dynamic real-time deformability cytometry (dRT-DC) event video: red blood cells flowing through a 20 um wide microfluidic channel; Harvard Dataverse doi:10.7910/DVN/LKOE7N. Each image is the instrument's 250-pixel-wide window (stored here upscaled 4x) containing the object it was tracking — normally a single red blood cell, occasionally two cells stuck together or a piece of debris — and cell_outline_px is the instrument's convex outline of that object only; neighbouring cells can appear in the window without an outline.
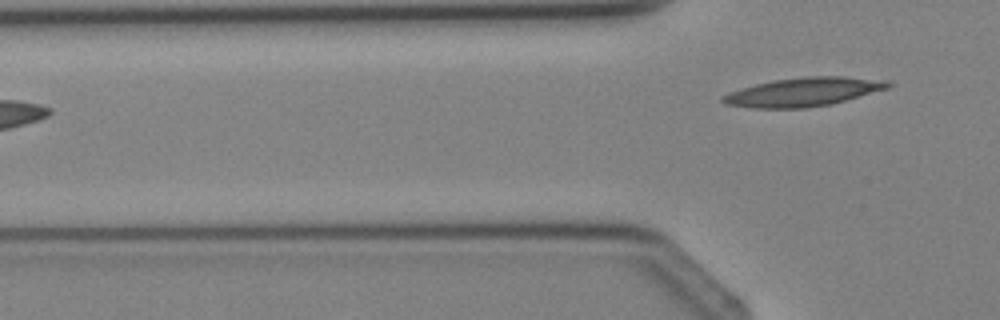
{"species": "Egyptian fruit bat (a non-hibernating species)", "species_latin": "Rousettus aegyptiacus", "temperature_condition": "cold", "stored_images_in_passage": 4, "camera_frame_rate_fps": 3000, "um_per_image_px": 0.085, "animal": {"sex": "female"}, "frame": {"image": 1, "passage_image": 4, "time_ms": 3.667, "image_size_px": [1000, 320], "cell_outline_px": [[892, 84], [888, 88], [832, 104], [808, 108], [756, 108], [724, 104], [720, 100], [720, 96], [728, 92], [740, 88], [772, 80], [804, 76], [844, 76], [880, 80]], "centroid_in_image_um": [68.21, 7.82], "position_along_channel_um": 57.6, "area_um2": 27.69}}